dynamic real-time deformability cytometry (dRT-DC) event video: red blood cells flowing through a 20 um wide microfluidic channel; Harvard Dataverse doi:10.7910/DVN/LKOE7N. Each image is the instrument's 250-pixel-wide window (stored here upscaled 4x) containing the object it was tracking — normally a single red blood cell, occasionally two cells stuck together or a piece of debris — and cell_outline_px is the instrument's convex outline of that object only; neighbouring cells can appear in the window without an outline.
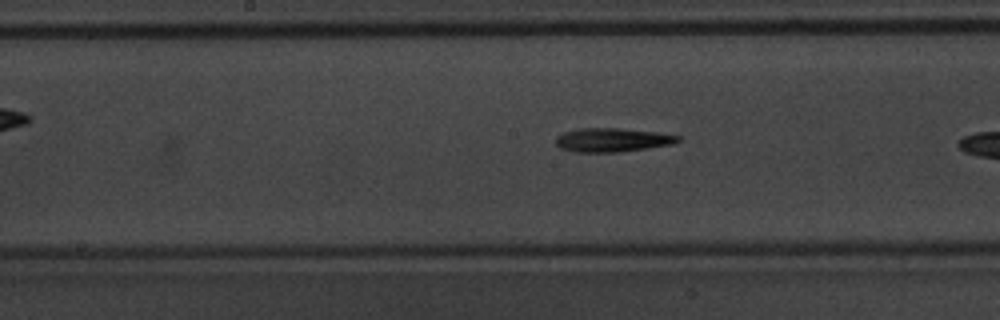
{"species": "common noctule bat (a hibernating species)", "species_latin": "Nyctalus noctula", "temperature_condition": "warm", "stored_images_in_passage": 30, "camera_frame_rate_fps": 3000, "um_per_image_px": 0.085, "animal": {"sex": "male", "body_mass_g": 20.1, "forearm_length_mm": 53.5}, "frame": {"image": 1, "passage_image": 13, "time_ms": 4.0, "image_size_px": [1000, 320], "cell_outline_px": [[680, 140], [672, 144], [648, 148], [616, 152], [572, 152], [560, 148], [556, 144], [556, 136], [564, 132], [580, 128], [620, 128], [656, 132], [680, 136]], "centroid_in_image_um": [52.01, 11.89], "position_along_channel_um": 196.2, "area_um2": 16.94}, "authors_computed_cell_mechanics": {"area_um2": 16.2707, "velocity_mm_per_s": 3.9405, "shape_relaxation_time_tau1_ms": 5.4795, "shape_relaxation_time_tau2_ms": null, "deformation_change_tau1": 0.1591, "deformation_change_tau2": null}}